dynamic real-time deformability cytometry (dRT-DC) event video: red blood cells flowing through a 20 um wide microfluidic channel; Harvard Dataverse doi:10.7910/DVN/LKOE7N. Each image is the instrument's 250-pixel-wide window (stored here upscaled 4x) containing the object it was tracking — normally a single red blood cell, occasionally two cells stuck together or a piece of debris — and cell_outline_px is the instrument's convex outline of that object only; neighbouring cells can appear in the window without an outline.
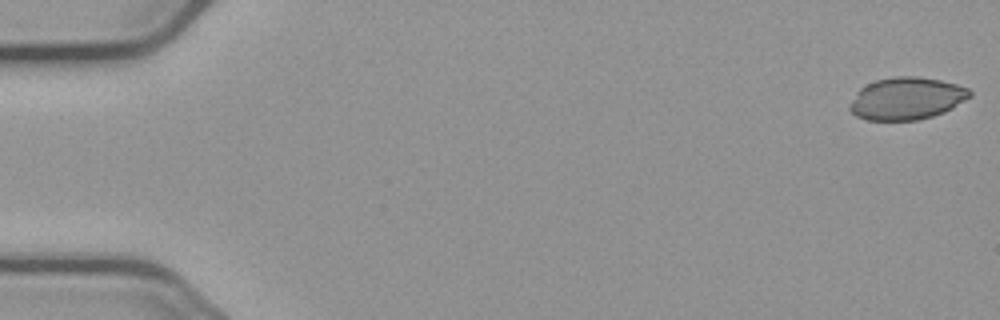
{"species": "common noctule bat (a hibernating species)", "species_latin": "Nyctalus noctula", "temperature_condition": "cold", "stored_images_in_passage": 56, "camera_frame_rate_fps": 3000, "um_per_image_px": 0.085, "animal": {"sex": "male", "body_mass_g": 23.1, "forearm_length_mm": 52.7}, "frame": {"image": 1, "passage_image": 1, "time_ms": 0.0, "image_size_px": [1000, 320], "cell_outline_px": [[972, 96], [952, 108], [944, 112], [932, 116], [916, 120], [868, 120], [856, 116], [848, 108], [852, 100], [860, 88], [876, 80], [892, 76], [916, 76], [940, 80], [956, 84], [968, 88], [972, 92]], "centroid_in_image_um": [77.07, 8.37], "position_along_channel_um": 7.9, "area_um2": 29.54}}